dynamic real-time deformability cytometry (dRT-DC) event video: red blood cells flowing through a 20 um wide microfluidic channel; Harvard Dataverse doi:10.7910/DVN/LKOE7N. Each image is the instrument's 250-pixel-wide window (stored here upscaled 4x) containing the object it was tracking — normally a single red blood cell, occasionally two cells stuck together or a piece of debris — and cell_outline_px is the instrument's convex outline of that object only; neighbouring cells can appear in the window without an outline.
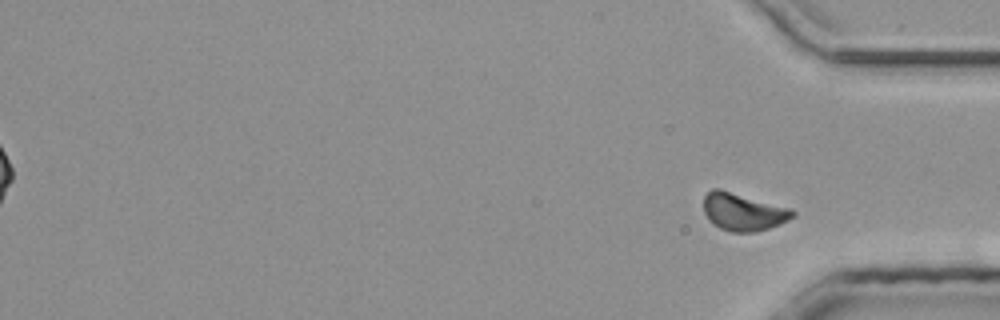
{"species": "common noctule bat (a hibernating species)", "species_latin": "Nyctalus noctula", "temperature_condition": "room temperature", "stored_images_in_passage": 39, "segment_of_instrument_passage": [2, 2], "camera_frame_rate_fps": 3000, "um_per_image_px": 0.085, "animal": {"sex": "male", "body_mass_g": 20.4}, "frame": {"image": 1, "passage_image": 39, "time_ms": 12.667, "image_size_px": [1000, 320], "cell_outline_px": [[796, 216], [780, 224], [756, 232], [728, 232], [712, 224], [708, 220], [704, 212], [704, 196], [712, 188], [720, 188], [792, 208], [796, 212]], "centroid_in_image_um": [63.18, 18.0], "position_along_channel_um": 372.0, "area_um2": 19.88}}